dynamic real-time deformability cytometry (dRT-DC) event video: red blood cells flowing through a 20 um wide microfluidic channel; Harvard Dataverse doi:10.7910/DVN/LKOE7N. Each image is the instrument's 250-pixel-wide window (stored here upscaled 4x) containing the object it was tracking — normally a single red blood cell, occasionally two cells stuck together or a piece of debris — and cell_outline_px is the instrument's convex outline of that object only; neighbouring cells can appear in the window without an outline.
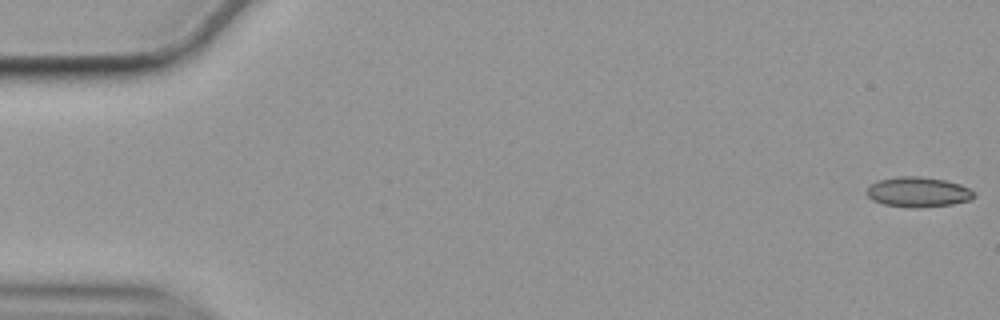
{"species": "common noctule bat (a hibernating species)", "species_latin": "Nyctalus noctula", "temperature_condition": "cold", "stored_images_in_passage": 57, "camera_frame_rate_fps": 3000, "um_per_image_px": 0.085, "animal": {"sex": "female", "body_mass_g": 19.9}, "frame": {"image": 1, "passage_image": 1, "time_ms": 0.0, "image_size_px": [1000, 320], "cell_outline_px": [[976, 196], [972, 200], [952, 204], [912, 208], [884, 204], [872, 200], [864, 192], [868, 184], [880, 180], [900, 176], [920, 176], [944, 180], [960, 184], [968, 188]], "centroid_in_image_um": [78.0, 16.32], "position_along_channel_um": 7.0, "area_um2": 18.84}}
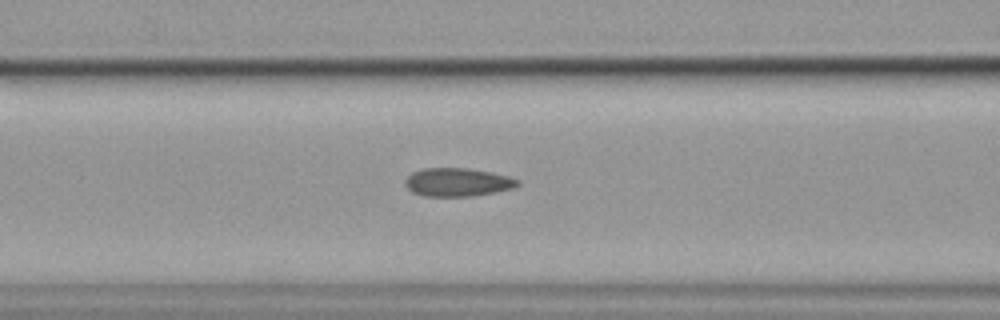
{"frame": {"image": 2, "passage_image": 23, "time_ms": 7.333, "image_size_px": [1000, 320], "cell_outline_px": [[520, 184], [516, 188], [496, 192], [472, 196], [424, 196], [412, 192], [404, 184], [404, 180], [412, 172], [424, 168], [468, 168], [492, 172], [508, 176], [520, 180]], "centroid_in_image_um": [38.92, 15.48], "position_along_channel_um": 127.7, "area_um2": 18.79}}
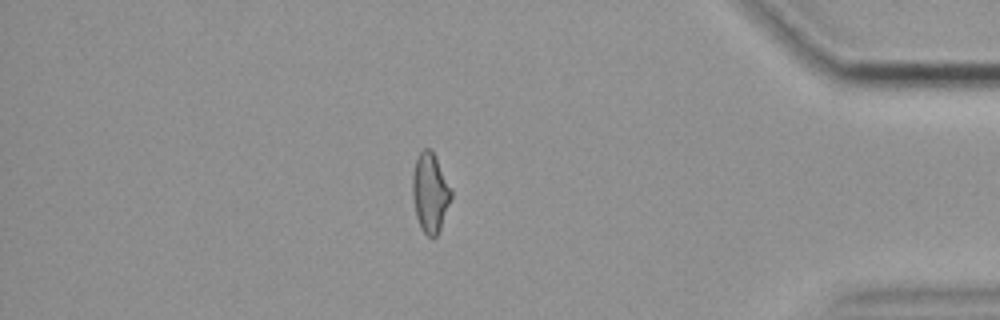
{"frame": {"image": 3, "passage_image": 49, "time_ms": 16.0, "image_size_px": [1000, 320], "cell_outline_px": [[452, 196], [440, 228], [436, 236], [428, 236], [420, 228], [416, 216], [412, 196], [412, 172], [416, 160], [420, 152], [424, 148], [432, 148], [452, 192]], "centroid_in_image_um": [36.54, 16.35], "position_along_channel_um": 398.7, "area_um2": 17.74}, "authors_computed_cell_mechanics": {"area_um2": 18.496, "velocity_mm_per_s": 3.5383, "shape_relaxation_time_tau1_ms": null, "shape_relaxation_time_tau2_ms": 2.1559, "deformation_change_tau1": null, "deformation_change_tau2": 0.0641}}